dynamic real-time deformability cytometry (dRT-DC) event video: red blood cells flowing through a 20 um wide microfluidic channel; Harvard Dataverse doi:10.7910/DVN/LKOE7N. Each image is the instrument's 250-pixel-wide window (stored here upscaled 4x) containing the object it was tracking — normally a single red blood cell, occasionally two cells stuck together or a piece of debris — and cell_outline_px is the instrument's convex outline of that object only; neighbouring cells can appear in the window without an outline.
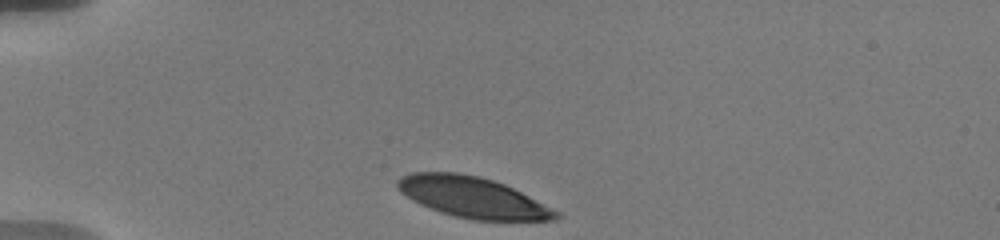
{"species": "human", "species_latin": "Homo sapiens", "temperature_condition": "warm", "stored_images_in_passage": 3, "camera_frame_rate_fps": 3000, "um_per_image_px": 0.085, "donor": {"sex": "male"}, "frame": {"image": 1, "passage_image": 1, "time_ms": 0.0, "image_size_px": [1000, 240], "cell_outline_px": [[560, 216], [556, 220], [472, 220], [440, 212], [420, 204], [412, 200], [400, 192], [396, 184], [396, 180], [412, 172], [456, 172], [480, 176], [504, 184], [560, 212]], "centroid_in_image_um": [40.15, 16.77], "position_along_channel_um": 44.8, "area_um2": 37.4}}
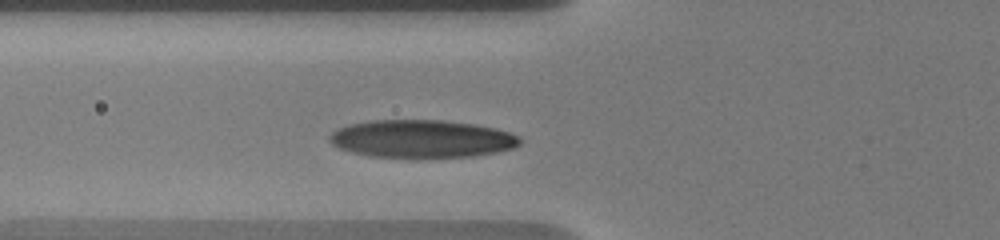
{"frame": {"image": 2, "passage_image": 3, "time_ms": 2.333, "image_size_px": [1000, 240], "cell_outline_px": [[524, 140], [520, 144], [512, 148], [496, 152], [472, 156], [416, 160], [368, 156], [352, 152], [340, 148], [332, 144], [328, 140], [328, 136], [336, 128], [348, 124], [372, 120], [444, 120], [472, 124], [496, 128], [520, 136]], "centroid_in_image_um": [35.82, 11.83], "position_along_channel_um": 90.0, "area_um2": 43.12}}